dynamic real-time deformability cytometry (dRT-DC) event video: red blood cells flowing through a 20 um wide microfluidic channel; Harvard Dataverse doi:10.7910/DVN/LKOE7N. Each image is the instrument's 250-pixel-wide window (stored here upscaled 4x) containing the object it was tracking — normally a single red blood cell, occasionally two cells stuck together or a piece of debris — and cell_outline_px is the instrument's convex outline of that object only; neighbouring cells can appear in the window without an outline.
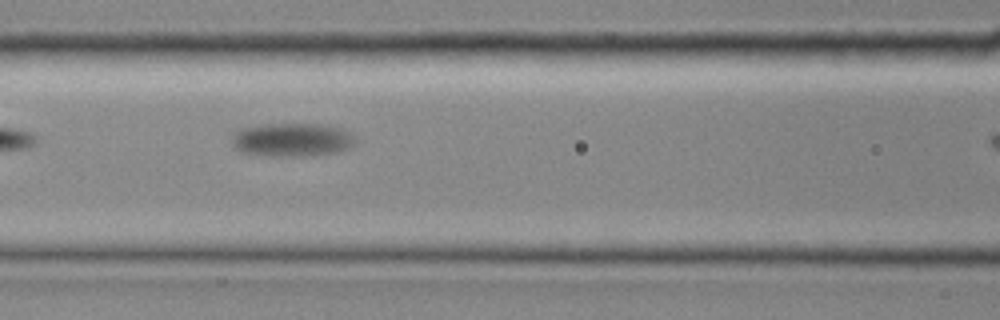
{"species": "common noctule bat (a hibernating species)", "species_latin": "Nyctalus noctula", "temperature_condition": "room temperature", "stored_images_in_passage": 10, "camera_frame_rate_fps": 3000, "um_per_image_px": 0.085, "animal": {"sex": "female", "body_mass_g": 19.0, "forearm_length_mm": 51.5}, "frame": {"image": 1, "passage_image": 6, "time_ms": 1.667, "image_size_px": [1000, 320], "cell_outline_px": [[356, 140], [348, 148], [336, 152], [308, 156], [264, 156], [240, 152], [232, 148], [232, 136], [236, 132], [244, 128], [268, 124], [316, 124], [340, 128], [352, 136]], "centroid_in_image_um": [24.75, 11.9], "position_along_channel_um": 141.8, "area_um2": 23.93}}
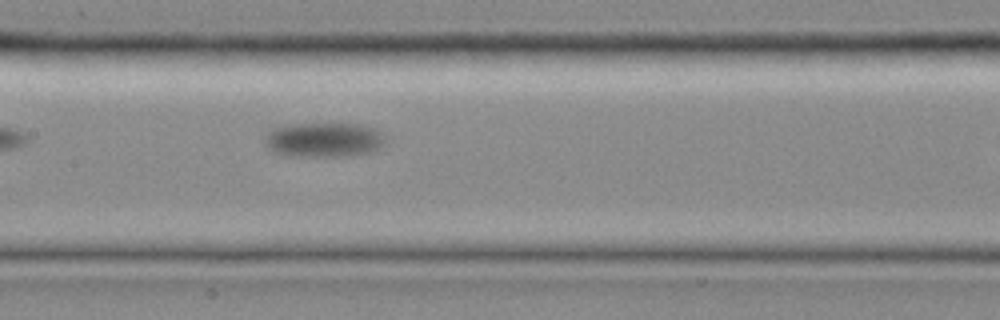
{"frame": {"image": 2, "passage_image": 9, "time_ms": 2.667, "image_size_px": [1000, 320], "cell_outline_px": [[388, 144], [376, 152], [348, 156], [300, 156], [276, 152], [268, 148], [264, 140], [264, 136], [268, 132], [276, 128], [292, 124], [360, 124], [376, 128], [384, 136]], "centroid_in_image_um": [27.65, 11.89], "position_along_channel_um": 179.8, "area_um2": 24.51}}